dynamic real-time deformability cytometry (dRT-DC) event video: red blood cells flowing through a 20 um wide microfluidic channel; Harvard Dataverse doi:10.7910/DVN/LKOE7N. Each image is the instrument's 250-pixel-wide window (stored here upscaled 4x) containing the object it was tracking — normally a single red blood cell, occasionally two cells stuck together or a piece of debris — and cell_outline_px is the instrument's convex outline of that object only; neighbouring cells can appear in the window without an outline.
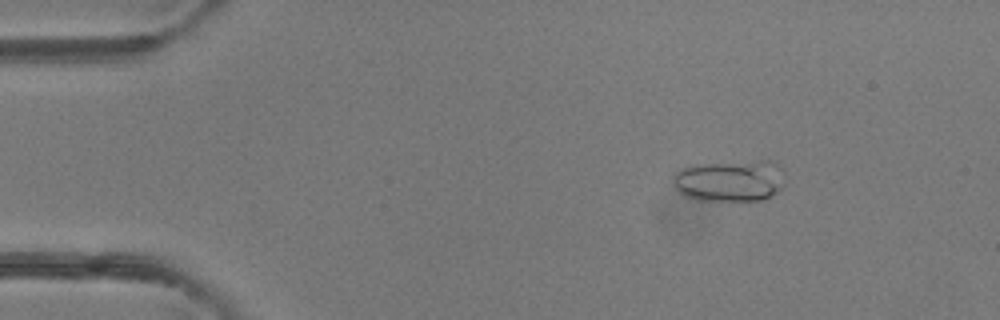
{"species": "common noctule bat (a hibernating species)", "species_latin": "Nyctalus noctula", "temperature_condition": "room temperature", "stored_images_in_passage": 5, "camera_frame_rate_fps": 3000, "um_per_image_px": 0.085, "animal": {"sex": "female"}, "frame": {"image": 1, "passage_image": 3, "time_ms": 0.667, "image_size_px": [1000, 320], "cell_outline_px": [[784, 184], [772, 196], [760, 200], [700, 200], [684, 196], [676, 188], [676, 172], [680, 168], [692, 164], [760, 160], [772, 160], [784, 168]], "centroid_in_image_um": [62.11, 15.33], "position_along_channel_um": 22.9, "area_um2": 27.34}}